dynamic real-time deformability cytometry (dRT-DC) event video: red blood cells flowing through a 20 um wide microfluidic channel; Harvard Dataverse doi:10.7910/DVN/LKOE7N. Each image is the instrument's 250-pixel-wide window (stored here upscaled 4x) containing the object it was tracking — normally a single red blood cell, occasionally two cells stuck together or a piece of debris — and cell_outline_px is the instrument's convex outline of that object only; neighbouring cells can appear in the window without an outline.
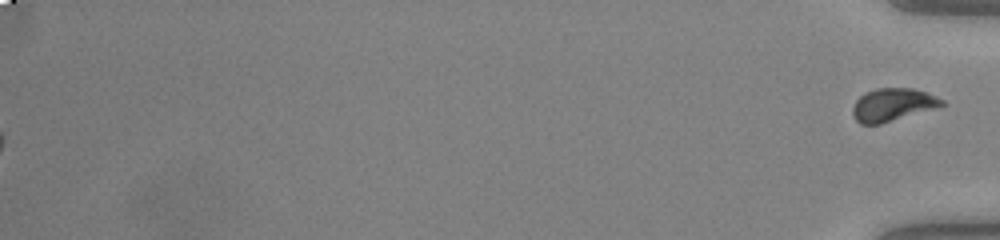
{"species": "common noctule bat (a hibernating species)", "species_latin": "Nyctalus noctula", "temperature_condition": "warm", "stored_images_in_passage": 49, "segment_of_instrument_passage": [2, 2], "camera_frame_rate_fps": 3000, "um_per_image_px": 0.085, "animal": {"sex": "male", "body_mass_g": 20.0, "forearm_length_mm": 53.3}, "frame": {"image": 1, "passage_image": 49, "time_ms": 16.0, "image_size_px": [1000, 240], "cell_outline_px": [[948, 104], [936, 108], [880, 124], [860, 124], [856, 120], [852, 112], [852, 108], [856, 100], [864, 92], [876, 88], [912, 88], [928, 92], [944, 100]], "centroid_in_image_um": [75.9, 8.89], "position_along_channel_um": 359.3, "area_um2": 17.22}}